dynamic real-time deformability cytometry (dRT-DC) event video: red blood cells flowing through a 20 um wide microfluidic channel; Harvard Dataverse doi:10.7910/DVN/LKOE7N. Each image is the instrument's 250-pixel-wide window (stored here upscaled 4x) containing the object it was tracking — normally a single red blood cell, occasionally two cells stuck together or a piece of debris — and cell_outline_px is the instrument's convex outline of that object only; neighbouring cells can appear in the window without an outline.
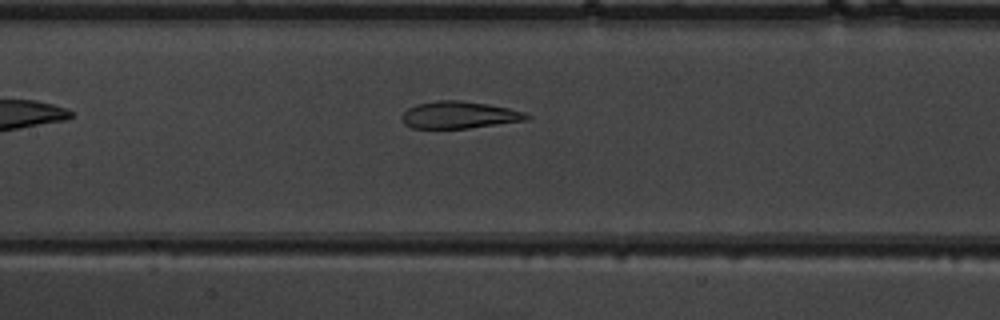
{"species": "common noctule bat (a hibernating species)", "species_latin": "Nyctalus noctula", "temperature_condition": "warm", "stored_images_in_passage": 36, "camera_frame_rate_fps": 3000, "um_per_image_px": 0.085, "animal": {"sex": "male", "body_mass_g": 19.5, "forearm_length_mm": 54.6}, "frame": {"image": 1, "passage_image": 10, "time_ms": 3.0, "image_size_px": [1000, 320], "cell_outline_px": [[532, 116], [528, 120], [468, 128], [412, 128], [404, 124], [400, 116], [408, 108], [416, 104], [436, 100], [460, 100], [508, 108], [524, 112]], "centroid_in_image_um": [39.01, 9.77], "position_along_channel_um": 168.4, "area_um2": 19.65}}
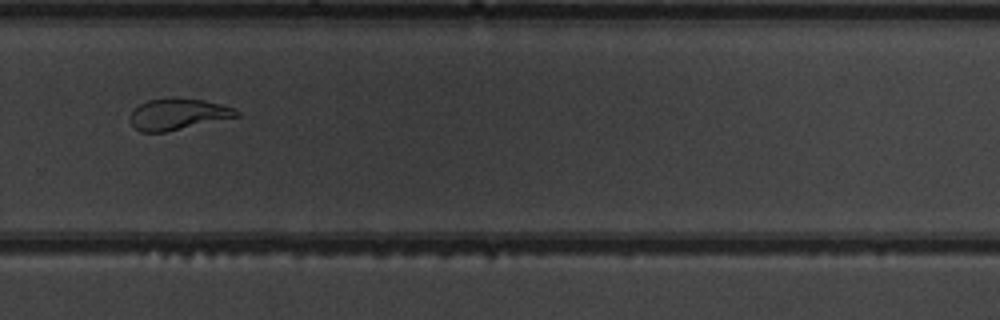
{"frame": {"image": 2, "passage_image": 21, "time_ms": 6.667, "image_size_px": [1000, 320], "cell_outline_px": [[240, 116], [164, 132], [140, 132], [132, 124], [132, 112], [140, 104], [148, 100], [172, 96], [176, 96], [204, 100], [220, 104], [232, 108], [240, 112]], "centroid_in_image_um": [15.14, 9.68], "position_along_channel_um": 314.7, "area_um2": 19.31}}
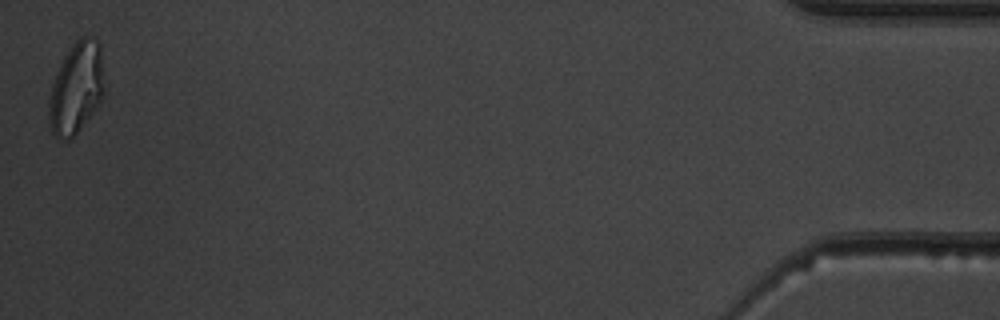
{"frame": {"image": 3, "passage_image": 36, "time_ms": 11.667, "image_size_px": [1000, 320], "cell_outline_px": [[104, 96], [100, 104], [76, 132], [68, 140], [56, 136], [52, 132], [48, 120], [48, 104], [52, 84], [56, 72], [60, 64], [72, 44], [80, 36], [92, 36], [100, 44], [104, 72]], "centroid_in_image_um": [6.5, 7.45], "position_along_channel_um": 428.7, "area_um2": 29.65}, "authors_computed_cell_mechanics": {"area_um2": 20.4901, "velocity_mm_per_s": 4.0088, "shape_relaxation_time_tau1_ms": 9.8228, "shape_relaxation_time_tau2_ms": 1.8911, "deformation_change_tau1": 0.2951, "deformation_change_tau2": 0.0981}}